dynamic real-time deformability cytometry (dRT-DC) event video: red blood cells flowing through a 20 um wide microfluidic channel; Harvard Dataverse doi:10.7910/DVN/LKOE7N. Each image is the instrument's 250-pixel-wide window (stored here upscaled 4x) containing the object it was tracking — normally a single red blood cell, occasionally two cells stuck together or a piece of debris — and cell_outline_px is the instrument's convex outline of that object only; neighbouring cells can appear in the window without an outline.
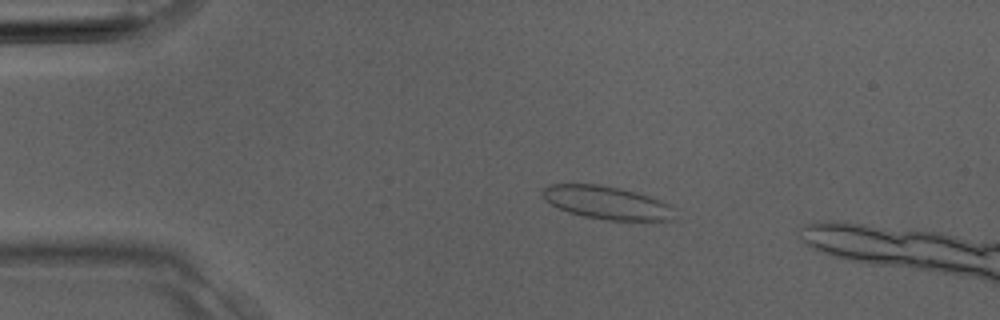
{"species": "Egyptian fruit bat (a non-hibernating species)", "species_latin": "Rousettus aegyptiacus", "temperature_condition": "room temperature", "stored_images_in_passage": 5, "camera_frame_rate_fps": 3000, "um_per_image_px": 0.085, "animal": {"sex": "male"}, "frame": {"image": 1, "passage_image": 3, "time_ms": 0.667, "image_size_px": [1000, 320], "cell_outline_px": [[672, 220], [652, 224], [604, 220], [584, 216], [568, 212], [544, 200], [540, 192], [548, 184], [600, 184], [620, 188], [636, 192], [660, 200], [668, 204], [672, 208]], "centroid_in_image_um": [51.63, 17.27], "position_along_channel_um": 33.4, "area_um2": 26.24}}